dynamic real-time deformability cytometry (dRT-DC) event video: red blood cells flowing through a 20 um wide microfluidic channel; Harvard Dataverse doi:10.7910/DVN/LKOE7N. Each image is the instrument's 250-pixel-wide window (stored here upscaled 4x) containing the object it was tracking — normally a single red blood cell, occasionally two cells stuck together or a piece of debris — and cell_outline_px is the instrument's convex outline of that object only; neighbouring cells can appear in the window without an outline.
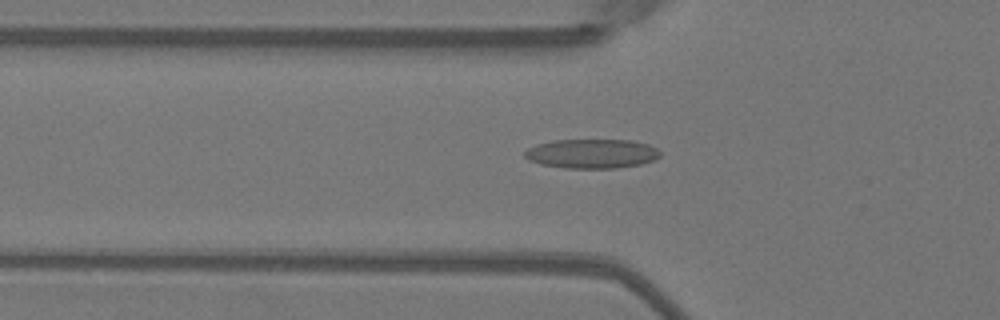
{"species": "Egyptian fruit bat (a non-hibernating species)", "species_latin": "Rousettus aegyptiacus", "temperature_condition": "warm", "stored_images_in_passage": 48, "camera_frame_rate_fps": 3000, "um_per_image_px": 0.085, "animal": {"sex": "female"}, "frame": {"image": 1, "passage_image": 17, "time_ms": 5.333, "image_size_px": [1000, 320], "cell_outline_px": [[660, 156], [656, 160], [640, 164], [616, 168], [564, 168], [540, 164], [528, 160], [524, 156], [524, 152], [528, 148], [536, 144], [552, 140], [632, 140], [648, 144], [656, 148], [660, 152]], "centroid_in_image_um": [50.29, 13.06], "position_along_channel_um": 75.5, "area_um2": 23.29}}
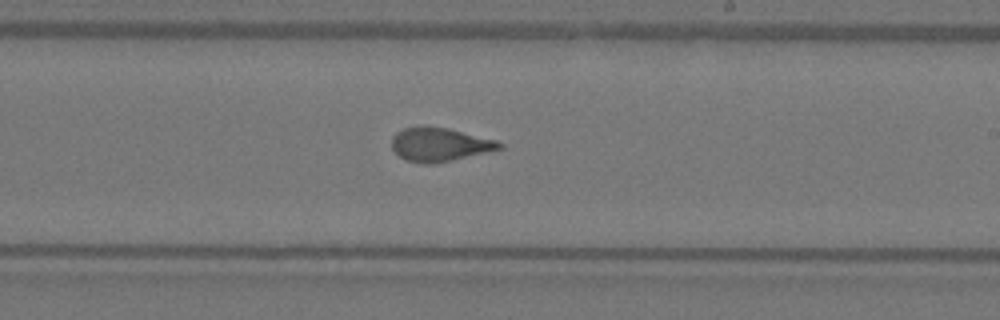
{"frame": {"image": 2, "passage_image": 30, "time_ms": 9.667, "image_size_px": [1000, 320], "cell_outline_px": [[504, 148], [452, 160], [432, 164], [424, 164], [408, 160], [400, 156], [392, 148], [392, 136], [396, 132], [404, 128], [416, 124], [420, 124], [448, 128], [496, 140], [504, 144]], "centroid_in_image_um": [37.35, 12.25], "position_along_channel_um": 251.6, "area_um2": 21.33}}
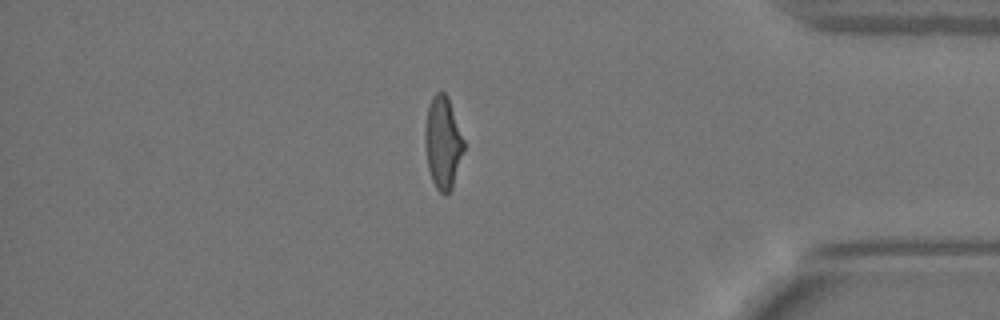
{"frame": {"image": 3, "passage_image": 43, "time_ms": 14.0, "image_size_px": [1000, 320], "cell_outline_px": [[464, 148], [452, 188], [448, 192], [440, 192], [436, 188], [432, 180], [428, 168], [424, 140], [424, 132], [428, 108], [432, 96], [440, 88], [448, 96], [464, 140]], "centroid_in_image_um": [37.63, 12.07], "position_along_channel_um": 397.6, "area_um2": 20.75}}